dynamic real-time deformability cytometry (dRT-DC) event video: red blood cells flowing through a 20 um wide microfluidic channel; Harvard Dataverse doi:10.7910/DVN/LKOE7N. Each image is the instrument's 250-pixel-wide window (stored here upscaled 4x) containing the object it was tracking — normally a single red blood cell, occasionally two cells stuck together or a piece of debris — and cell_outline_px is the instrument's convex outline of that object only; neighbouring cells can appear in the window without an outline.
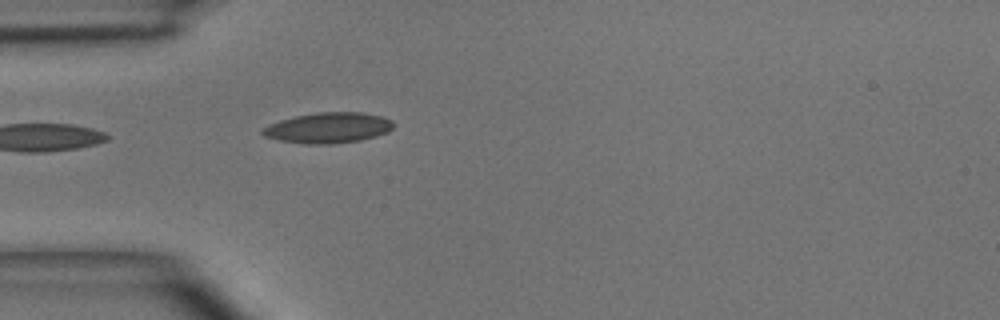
{"species": "common noctule bat (a hibernating species)", "species_latin": "Nyctalus noctula", "temperature_condition": "room temperature", "stored_images_in_passage": 4, "camera_frame_rate_fps": 3000, "um_per_image_px": 0.085, "animal": {"sex": "male", "body_mass_g": 15.6}, "frame": {"image": 1, "passage_image": 4, "time_ms": 3.333, "image_size_px": [1000, 320], "cell_outline_px": [[396, 124], [388, 132], [376, 136], [360, 140], [332, 144], [308, 144], [280, 140], [264, 136], [260, 132], [268, 124], [280, 120], [296, 116], [316, 112], [360, 112], [380, 116], [392, 120]], "centroid_in_image_um": [27.92, 10.86], "position_along_channel_um": 57.1, "area_um2": 23.29}}